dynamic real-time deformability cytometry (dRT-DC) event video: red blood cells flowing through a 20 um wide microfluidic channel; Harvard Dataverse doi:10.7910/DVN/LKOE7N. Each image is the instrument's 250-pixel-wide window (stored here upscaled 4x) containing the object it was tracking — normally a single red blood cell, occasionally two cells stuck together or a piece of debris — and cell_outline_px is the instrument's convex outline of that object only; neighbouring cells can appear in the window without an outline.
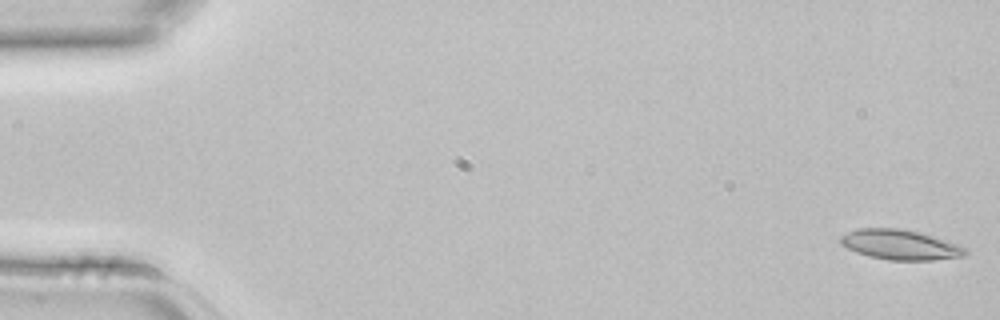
{"species": "common noctule bat (a hibernating species)", "species_latin": "Nyctalus noctula", "temperature_condition": "room temperature", "stored_images_in_passage": 3, "camera_frame_rate_fps": 3000, "um_per_image_px": 0.085, "animal": {"sex": "female", "body_mass_g": 22.7, "forearm_length_mm": 54.2}, "frame": {"image": 1, "passage_image": 1, "time_ms": 0.0, "image_size_px": [1000, 320], "cell_outline_px": [[968, 252], [964, 256], [932, 260], [888, 260], [868, 256], [856, 252], [840, 244], [840, 236], [848, 232], [860, 228], [900, 228], [920, 232], [968, 248]], "centroid_in_image_um": [76.51, 20.8], "position_along_channel_um": 8.5, "area_um2": 21.79}}